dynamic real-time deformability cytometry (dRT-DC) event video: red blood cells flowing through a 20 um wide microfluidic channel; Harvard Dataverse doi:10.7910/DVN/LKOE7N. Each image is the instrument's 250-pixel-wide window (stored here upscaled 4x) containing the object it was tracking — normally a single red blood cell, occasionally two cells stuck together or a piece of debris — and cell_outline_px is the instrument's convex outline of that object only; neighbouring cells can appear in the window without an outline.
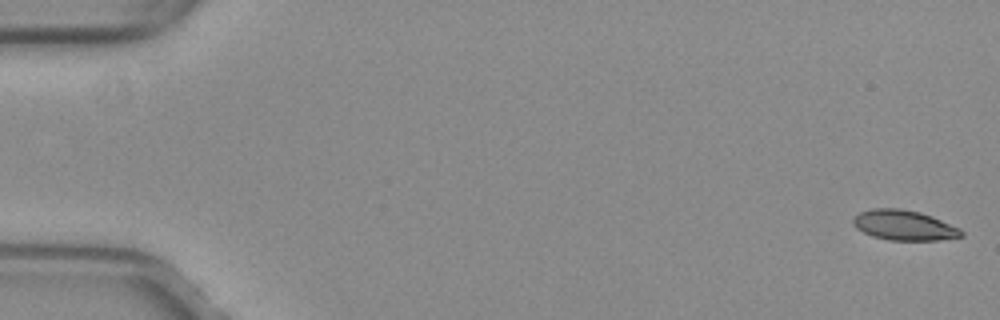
{"species": "common noctule bat (a hibernating species)", "species_latin": "Nyctalus noctula", "temperature_condition": "warm", "stored_images_in_passage": 52, "camera_frame_rate_fps": 3000, "um_per_image_px": 0.085, "animal": {"sex": "female", "body_mass_g": 29.2, "forearm_length_mm": 56.3}, "frame": {"image": 1, "passage_image": 1, "time_ms": 0.0, "image_size_px": [1000, 320], "cell_outline_px": [[964, 236], [940, 240], [888, 240], [872, 236], [856, 228], [852, 224], [852, 220], [860, 212], [872, 208], [900, 208], [920, 212], [932, 216], [960, 228], [964, 232]], "centroid_in_image_um": [76.86, 19.14], "position_along_channel_um": 8.1, "area_um2": 19.07}}
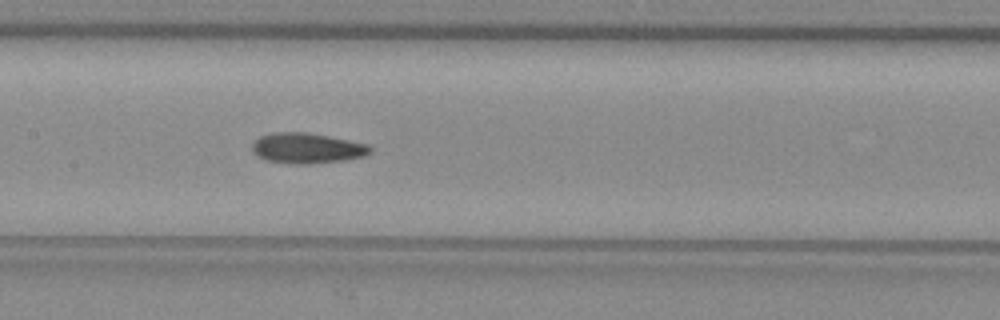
{"frame": {"image": 2, "passage_image": 26, "time_ms": 8.333, "image_size_px": [1000, 320], "cell_outline_px": [[372, 152], [364, 156], [344, 160], [312, 164], [288, 164], [264, 160], [256, 156], [252, 152], [252, 144], [260, 136], [276, 132], [308, 132], [368, 144], [372, 148]], "centroid_in_image_um": [26.07, 12.61], "position_along_channel_um": 181.3, "area_um2": 21.15}}
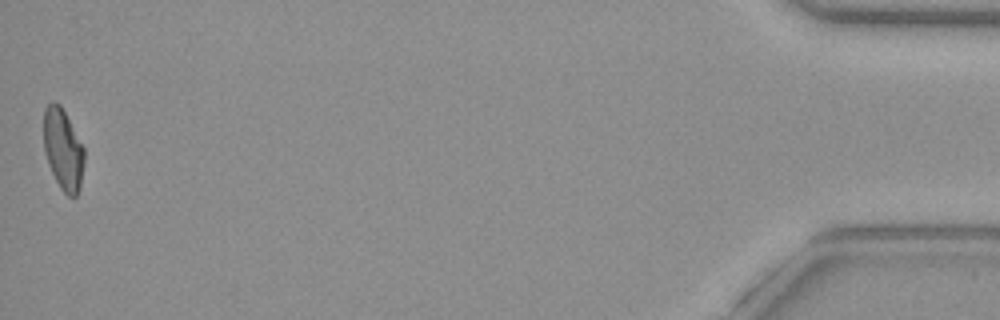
{"frame": {"image": 3, "passage_image": 52, "time_ms": 17.0, "image_size_px": [1000, 320], "cell_outline_px": [[84, 160], [80, 188], [76, 196], [68, 196], [60, 188], [48, 164], [44, 148], [44, 108], [52, 100], [60, 104], [84, 148]], "centroid_in_image_um": [5.35, 12.69], "position_along_channel_um": 429.8, "area_um2": 19.02}, "authors_computed_cell_mechanics": {"area_um2": 20.0277, "velocity_mm_per_s": 4.0077, "shape_relaxation_time_tau1_ms": null, "shape_relaxation_time_tau2_ms": 3.244, "deformation_change_tau1": null, "deformation_change_tau2": 0.0992}}